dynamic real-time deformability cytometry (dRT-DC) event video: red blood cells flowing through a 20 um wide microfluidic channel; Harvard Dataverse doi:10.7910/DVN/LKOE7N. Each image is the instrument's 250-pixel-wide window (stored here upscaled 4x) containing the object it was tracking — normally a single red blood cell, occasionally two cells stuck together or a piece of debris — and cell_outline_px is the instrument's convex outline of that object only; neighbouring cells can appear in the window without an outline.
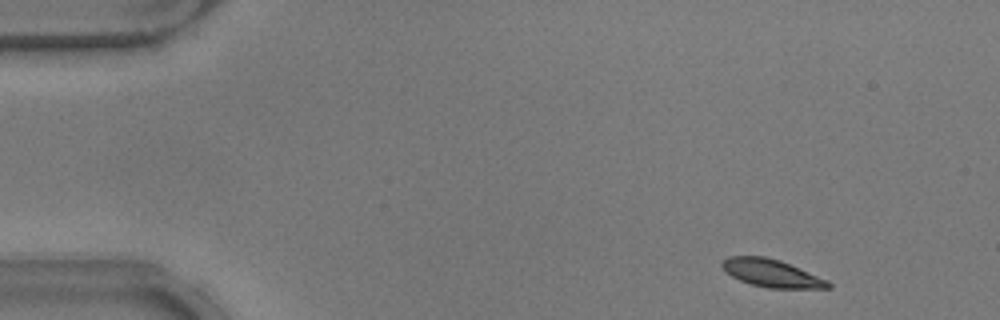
{"species": "common noctule bat (a hibernating species)", "species_latin": "Nyctalus noctula", "temperature_condition": "warm", "stored_images_in_passage": 49, "camera_frame_rate_fps": 3000, "um_per_image_px": 0.085, "animal": {"sex": "male", "body_mass_g": 17.9}, "frame": {"image": 1, "passage_image": 2, "time_ms": 0.333, "image_size_px": [1000, 320], "cell_outline_px": [[832, 288], [768, 288], [752, 284], [740, 280], [732, 276], [720, 264], [728, 256], [764, 256], [780, 260], [828, 280], [832, 284]], "centroid_in_image_um": [65.61, 23.22], "position_along_channel_um": 19.4, "area_um2": 16.94}}
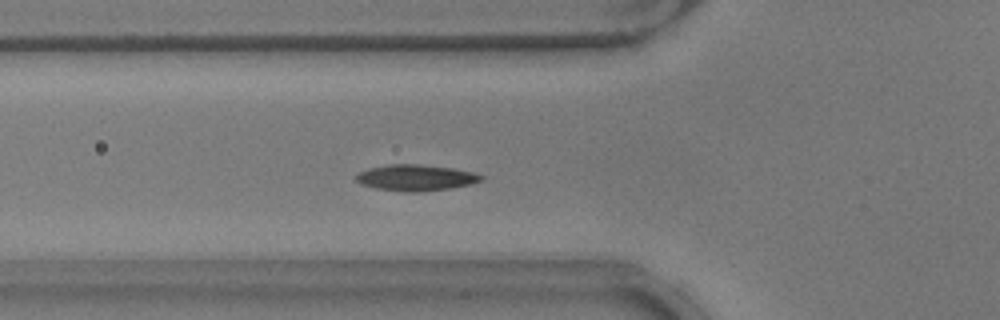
{"frame": {"image": 2, "passage_image": 15, "time_ms": 4.667, "image_size_px": [1000, 320], "cell_outline_px": [[484, 180], [472, 184], [448, 188], [416, 192], [404, 192], [376, 188], [360, 184], [356, 180], [356, 176], [360, 172], [368, 168], [388, 164], [416, 164], [452, 168], [472, 172], [484, 176]], "centroid_in_image_um": [35.34, 15.1], "position_along_channel_um": 90.5, "area_um2": 18.96}}
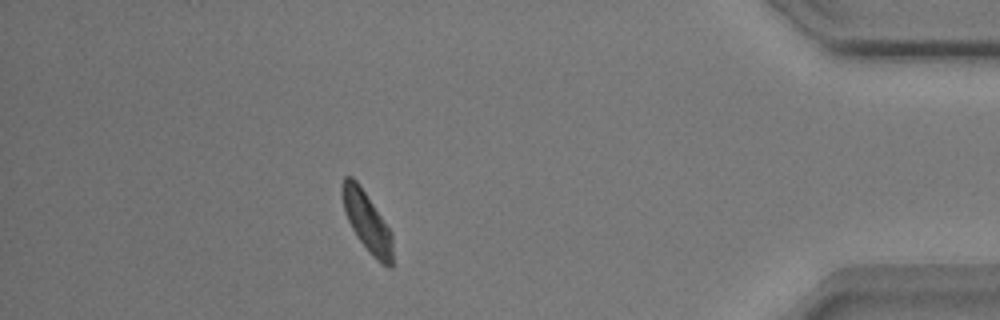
{"frame": {"image": 3, "passage_image": 43, "time_ms": 14.0, "image_size_px": [1000, 320], "cell_outline_px": [[392, 268], [388, 268], [380, 264], [376, 260], [360, 240], [352, 228], [344, 212], [340, 196], [340, 184], [344, 176], [352, 176], [360, 184], [392, 232]], "centroid_in_image_um": [31.16, 18.8], "position_along_channel_um": 404.0, "area_um2": 17.86}, "authors_computed_cell_mechanics": {"area_um2": 17.8602, "velocity_mm_per_s": 3.8379, "shape_relaxation_time_tau1_ms": 2.1922, "shape_relaxation_time_tau2_ms": 8.2575, "deformation_change_tau1": 0.0869, "deformation_change_tau2": 0.1229}}